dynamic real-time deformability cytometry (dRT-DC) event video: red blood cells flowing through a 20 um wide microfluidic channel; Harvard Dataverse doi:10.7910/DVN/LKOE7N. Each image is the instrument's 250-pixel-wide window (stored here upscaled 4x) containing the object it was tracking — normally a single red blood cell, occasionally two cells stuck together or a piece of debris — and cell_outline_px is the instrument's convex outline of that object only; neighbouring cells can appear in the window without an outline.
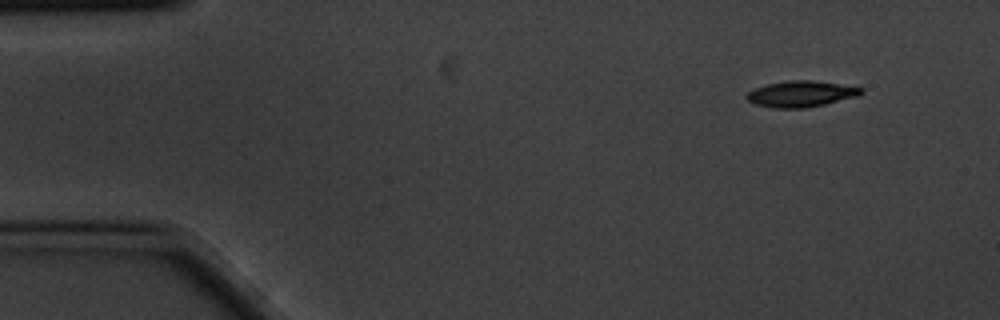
{"species": "common noctule bat (a hibernating species)", "species_latin": "Nyctalus noctula", "temperature_condition": "cold", "stored_images_in_passage": 5, "camera_frame_rate_fps": 3000, "um_per_image_px": 0.085, "animal": {"sex": "male", "body_mass_g": 20.1, "forearm_length_mm": 53.5}, "frame": {"image": 1, "passage_image": 1, "time_ms": 0.0, "image_size_px": [1000, 320], "cell_outline_px": [[864, 92], [860, 96], [824, 104], [804, 108], [776, 108], [756, 104], [748, 100], [744, 96], [748, 92], [756, 88], [768, 84], [792, 80], [812, 80], [864, 88]], "centroid_in_image_um": [68.12, 7.98], "position_along_channel_um": 16.9, "area_um2": 17.22}}
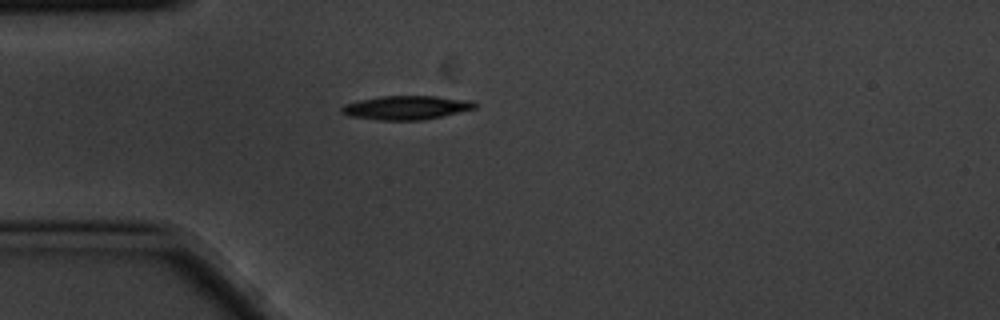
{"frame": {"image": 2, "passage_image": 3, "time_ms": 0.667, "image_size_px": [1000, 320], "cell_outline_px": [[476, 108], [424, 120], [380, 120], [348, 116], [340, 112], [340, 108], [344, 104], [360, 100], [380, 96], [436, 96], [472, 100], [476, 104]], "centroid_in_image_um": [34.51, 9.14], "position_along_channel_um": 50.5, "area_um2": 18.55}}